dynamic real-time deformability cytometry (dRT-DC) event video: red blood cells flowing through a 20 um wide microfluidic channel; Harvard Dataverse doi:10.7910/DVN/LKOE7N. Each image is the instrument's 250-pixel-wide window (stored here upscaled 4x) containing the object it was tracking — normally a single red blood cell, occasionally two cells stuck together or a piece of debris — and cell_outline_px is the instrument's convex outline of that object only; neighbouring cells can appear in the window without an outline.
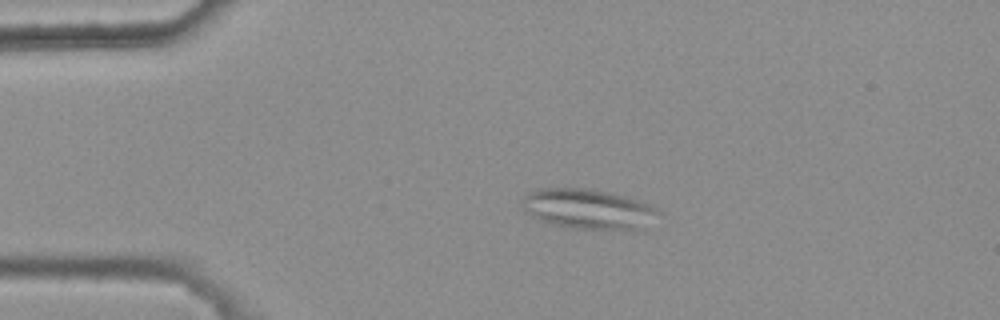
{"species": "common noctule bat (a hibernating species)", "species_latin": "Nyctalus noctula", "temperature_condition": "warm", "stored_images_in_passage": 3, "camera_frame_rate_fps": 3000, "um_per_image_px": 0.085, "animal": {"sex": "female", "body_mass_g": 25.1}, "frame": {"image": 1, "passage_image": 1, "time_ms": 0.0, "image_size_px": [1000, 320], "cell_outline_px": [[664, 216], [648, 232], [632, 232], [572, 228], [552, 224], [540, 220], [524, 212], [524, 196], [528, 192], [540, 188], [592, 188], [612, 192], [652, 204]], "centroid_in_image_um": [50.25, 17.83], "position_along_channel_um": 34.8, "area_um2": 33.7}}